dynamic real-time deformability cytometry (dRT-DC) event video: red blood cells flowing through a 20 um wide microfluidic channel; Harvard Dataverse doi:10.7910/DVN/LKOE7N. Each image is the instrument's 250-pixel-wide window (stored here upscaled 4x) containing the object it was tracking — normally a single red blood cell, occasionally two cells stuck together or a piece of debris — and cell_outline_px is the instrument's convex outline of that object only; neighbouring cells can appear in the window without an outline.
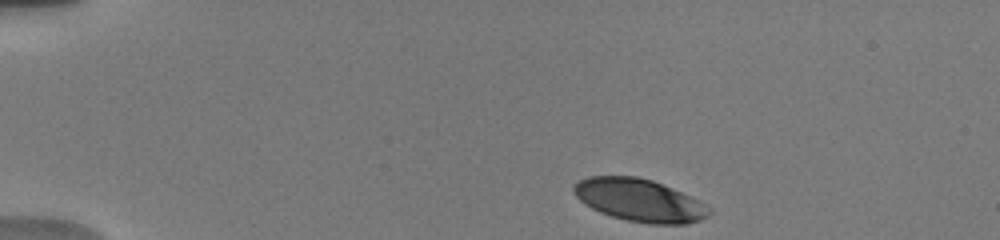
{"species": "human", "species_latin": "Homo sapiens", "temperature_condition": "warm", "stored_images_in_passage": 41, "camera_frame_rate_fps": 3000, "um_per_image_px": 0.085, "donor": {"sex": "male"}, "frame": {"image": 1, "passage_image": 1, "time_ms": 0.0, "image_size_px": [1000, 240], "cell_outline_px": [[712, 212], [708, 216], [700, 220], [688, 224], [652, 224], [628, 220], [612, 216], [600, 212], [584, 204], [572, 192], [572, 188], [580, 180], [588, 176], [636, 176], [652, 180], [672, 188], [700, 200], [712, 208]], "centroid_in_image_um": [54.39, 17.02], "position_along_channel_um": 30.6, "area_um2": 33.7}}
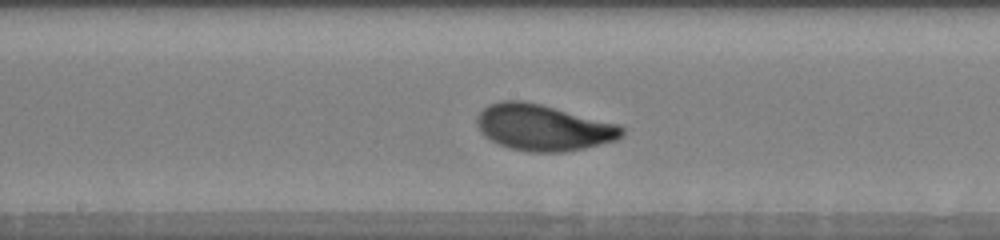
{"frame": {"image": 2, "passage_image": 20, "time_ms": 6.667, "image_size_px": [1000, 240], "cell_outline_px": [[624, 136], [616, 140], [584, 148], [564, 152], [528, 152], [508, 148], [492, 140], [480, 132], [476, 124], [476, 116], [488, 104], [500, 100], [524, 100], [620, 124], [624, 128]], "centroid_in_image_um": [46.18, 10.83], "position_along_channel_um": 202.0, "area_um2": 39.25}}
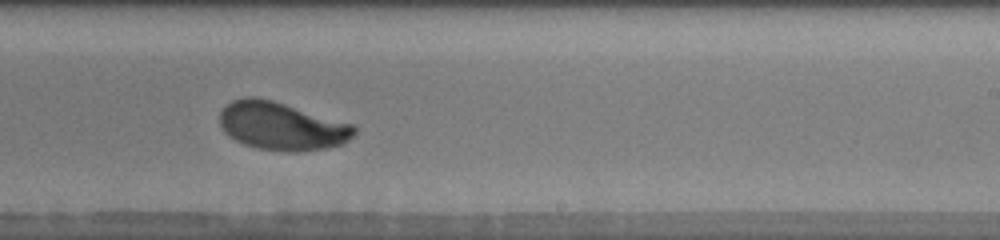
{"frame": {"image": 3, "passage_image": 25, "time_ms": 8.333, "image_size_px": [1000, 240], "cell_outline_px": [[356, 132], [344, 144], [328, 148], [296, 152], [288, 152], [256, 148], [244, 144], [228, 136], [220, 128], [220, 112], [232, 100], [244, 96], [256, 96], [272, 100], [352, 124], [356, 128]], "centroid_in_image_um": [23.92, 10.72], "position_along_channel_um": 265.1, "area_um2": 37.74}, "authors_computed_cell_mechanics": {"area_um2": 37.0498, "velocity_mm_per_s": 3.7943, "shape_relaxation_time_tau1_ms": 1.8333, "shape_relaxation_time_tau2_ms": null, "deformation_change_tau1": 0.1335, "deformation_change_tau2": null}}